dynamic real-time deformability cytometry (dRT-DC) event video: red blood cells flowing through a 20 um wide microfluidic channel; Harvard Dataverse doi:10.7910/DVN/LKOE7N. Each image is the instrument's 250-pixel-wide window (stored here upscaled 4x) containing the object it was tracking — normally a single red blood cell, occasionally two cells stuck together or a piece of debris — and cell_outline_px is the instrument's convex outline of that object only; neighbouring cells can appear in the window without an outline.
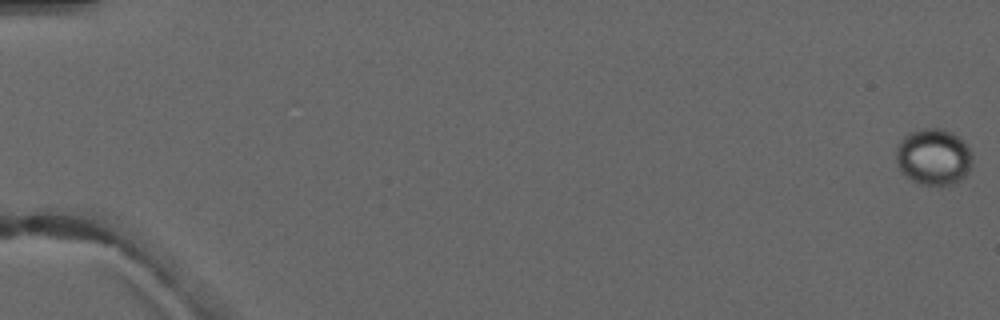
{"species": "common noctule bat (a hibernating species)", "species_latin": "Nyctalus noctula", "temperature_condition": "warm", "stored_images_in_passage": 7, "camera_frame_rate_fps": 3000, "um_per_image_px": 0.085, "animal": {"sex": "male", "forearm_length_mm": 52.5}, "frame": {"image": 1, "passage_image": 1, "time_ms": 0.0, "image_size_px": [1000, 320], "cell_outline_px": [[972, 164], [968, 172], [960, 180], [952, 184], [920, 184], [912, 180], [900, 168], [896, 160], [896, 148], [900, 140], [904, 136], [912, 132], [924, 128], [944, 128], [952, 132], [972, 152]], "centroid_in_image_um": [79.36, 13.32], "position_along_channel_um": 5.6, "area_um2": 24.74}}
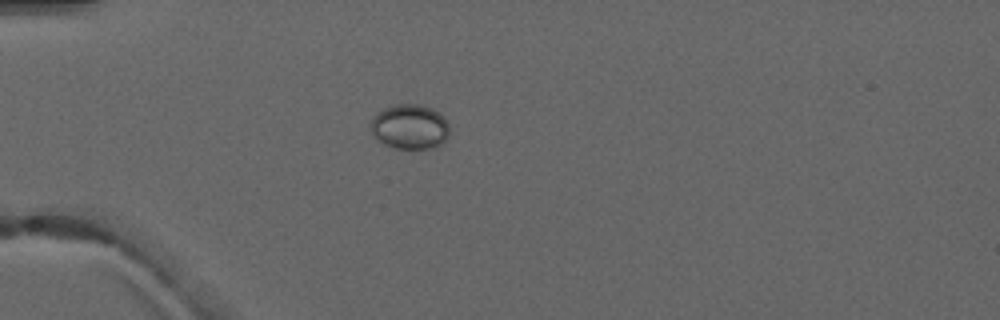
{"frame": {"image": 2, "passage_image": 5, "time_ms": 5.0, "image_size_px": [1000, 320], "cell_outline_px": [[448, 136], [444, 144], [432, 148], [396, 148], [384, 144], [372, 132], [372, 116], [376, 112], [392, 104], [416, 104], [432, 108], [444, 116], [448, 124]], "centroid_in_image_um": [34.86, 10.76], "position_along_channel_um": 50.1, "area_um2": 20.58}}